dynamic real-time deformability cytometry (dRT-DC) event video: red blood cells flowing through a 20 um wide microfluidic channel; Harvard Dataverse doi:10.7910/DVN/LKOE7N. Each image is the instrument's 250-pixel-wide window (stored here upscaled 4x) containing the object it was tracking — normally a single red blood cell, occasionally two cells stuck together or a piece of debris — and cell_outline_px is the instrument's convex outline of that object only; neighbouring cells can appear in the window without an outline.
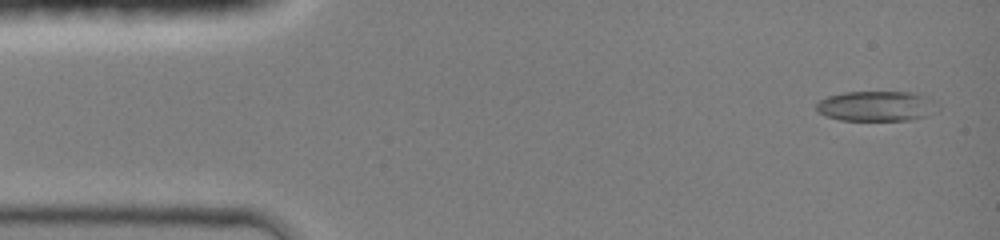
{"species": "common noctule bat (a hibernating species)", "species_latin": "Nyctalus noctula", "temperature_condition": "room temperature", "stored_images_in_passage": 4, "camera_frame_rate_fps": 3000, "um_per_image_px": 0.085, "animal": {"sex": "female", "body_mass_g": 19.0, "forearm_length_mm": 51.5}, "frame": {"image": 1, "passage_image": 1, "time_ms": 0.0, "image_size_px": [1000, 240], "cell_outline_px": [[940, 112], [928, 116], [912, 120], [840, 120], [824, 116], [816, 112], [816, 104], [820, 100], [828, 96], [844, 92], [916, 92], [940, 104]], "centroid_in_image_um": [74.56, 9.03], "position_along_channel_um": 10.4, "area_um2": 21.85}}
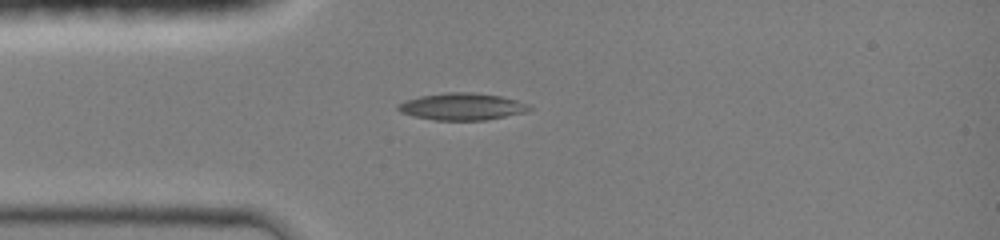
{"frame": {"image": 2, "passage_image": 4, "time_ms": 3.0, "image_size_px": [1000, 240], "cell_outline_px": [[532, 108], [524, 112], [484, 120], [436, 120], [416, 116], [400, 112], [396, 108], [396, 104], [404, 100], [420, 96], [448, 92], [472, 92], [500, 96], [516, 100], [528, 104]], "centroid_in_image_um": [39.22, 9.05], "position_along_channel_um": 45.8, "area_um2": 20.46}}